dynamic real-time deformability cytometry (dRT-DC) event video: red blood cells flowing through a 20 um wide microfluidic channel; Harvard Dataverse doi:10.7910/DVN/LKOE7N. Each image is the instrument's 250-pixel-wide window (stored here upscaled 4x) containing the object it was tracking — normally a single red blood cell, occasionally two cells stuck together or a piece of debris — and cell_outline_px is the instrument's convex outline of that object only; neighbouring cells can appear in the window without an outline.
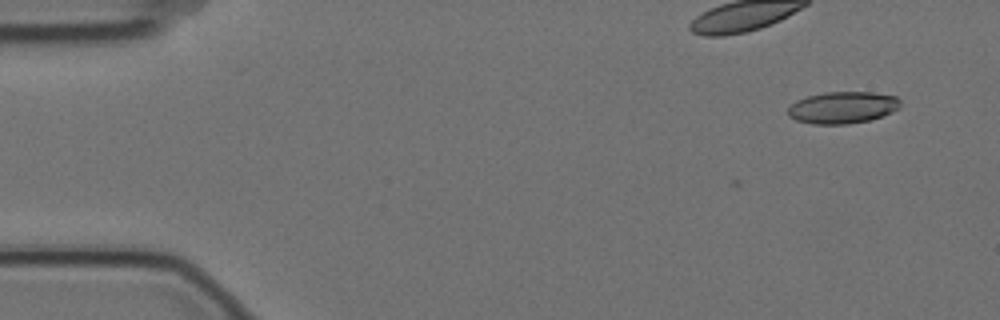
{"species": "Egyptian fruit bat (a non-hibernating species)", "species_latin": "Rousettus aegyptiacus", "temperature_condition": "cold", "stored_images_in_passage": 7, "camera_frame_rate_fps": 3000, "um_per_image_px": 0.085, "animal": {"sex": "female"}, "frame": {"image": 1, "passage_image": 1, "time_ms": 0.0, "image_size_px": [1000, 320], "cell_outline_px": [[900, 108], [892, 112], [872, 120], [848, 124], [812, 124], [796, 120], [788, 116], [788, 108], [796, 100], [808, 96], [824, 92], [872, 92], [896, 96], [900, 100]], "centroid_in_image_um": [71.64, 9.14], "position_along_channel_um": 13.4, "area_um2": 21.04}}
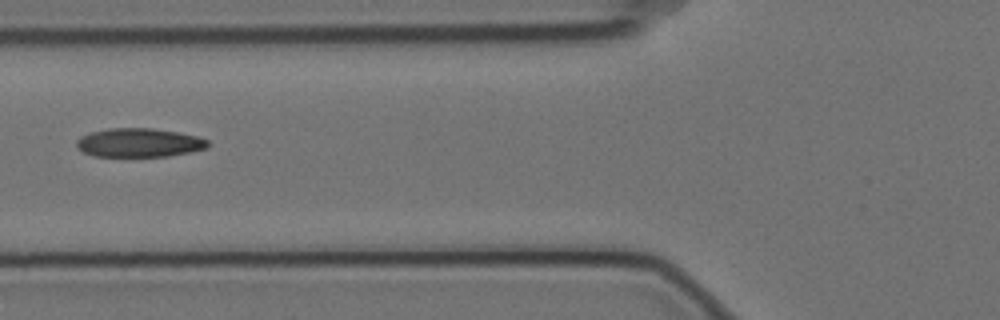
{"frame": {"image": 2, "passage_image": 6, "time_ms": 1.667, "image_size_px": [1000, 320], "cell_outline_px": [[208, 148], [168, 156], [92, 156], [76, 148], [76, 140], [80, 136], [92, 132], [108, 128], [148, 128], [176, 132], [196, 136], [208, 140]], "centroid_in_image_um": [11.78, 12.13], "position_along_channel_um": 114.0, "area_um2": 21.91}}
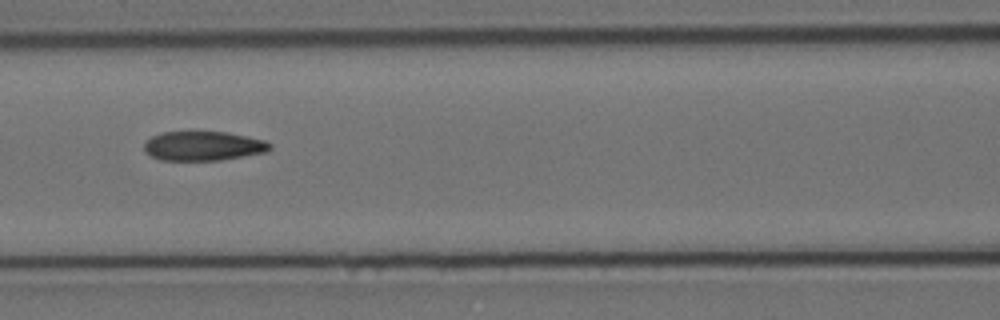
{"frame": {"image": 3, "passage_image": 7, "time_ms": 2.0, "image_size_px": [1000, 320], "cell_outline_px": [[272, 148], [268, 152], [220, 160], [160, 160], [144, 152], [144, 140], [160, 132], [228, 132], [248, 136], [264, 140], [272, 144]], "centroid_in_image_um": [17.28, 12.4], "position_along_channel_um": 149.3, "area_um2": 21.73}}